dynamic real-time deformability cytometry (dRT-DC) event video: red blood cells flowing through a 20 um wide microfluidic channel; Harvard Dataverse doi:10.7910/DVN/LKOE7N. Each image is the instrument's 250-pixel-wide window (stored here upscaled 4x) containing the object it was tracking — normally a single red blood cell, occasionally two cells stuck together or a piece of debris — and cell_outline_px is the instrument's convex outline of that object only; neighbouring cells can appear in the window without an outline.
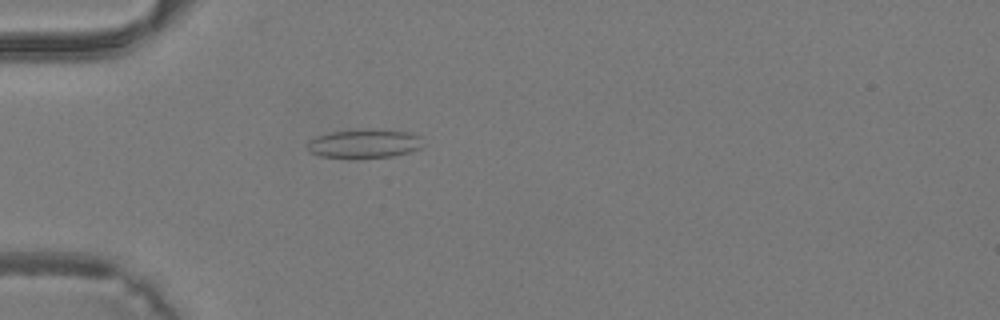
{"species": "common noctule bat (a hibernating species)", "species_latin": "Nyctalus noctula", "temperature_condition": "warm", "stored_images_in_passage": 33, "camera_frame_rate_fps": 3000, "um_per_image_px": 0.085, "animal": {"sex": "male", "body_mass_g": 19.2, "forearm_length_mm": 51.8}, "frame": {"image": 1, "passage_image": 5, "time_ms": 1.333, "image_size_px": [1000, 320], "cell_outline_px": [[424, 144], [420, 148], [408, 152], [392, 156], [356, 160], [348, 160], [320, 156], [308, 152], [308, 140], [316, 136], [332, 132], [368, 128], [376, 128], [412, 132], [420, 136]], "centroid_in_image_um": [30.96, 12.22], "position_along_channel_um": 54.0, "area_um2": 20.4}}
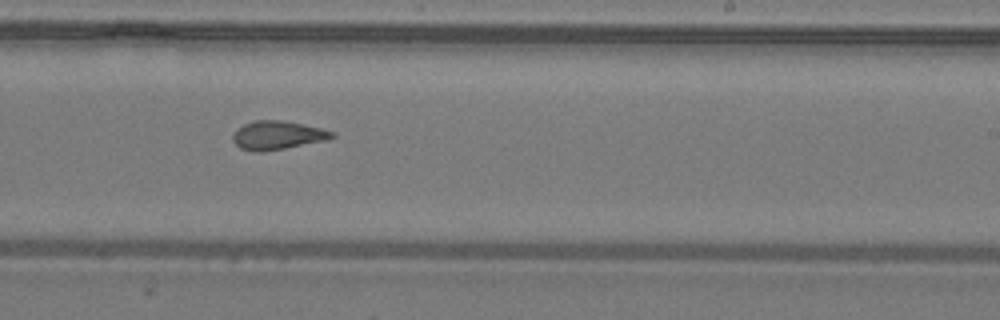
{"frame": {"image": 2, "passage_image": 18, "time_ms": 5.667, "image_size_px": [1000, 320], "cell_outline_px": [[336, 136], [328, 140], [284, 148], [260, 152], [252, 152], [240, 148], [232, 140], [232, 136], [236, 128], [252, 120], [284, 120], [320, 128], [332, 132]], "centroid_in_image_um": [23.54, 11.49], "position_along_channel_um": 265.5, "area_um2": 16.59}}
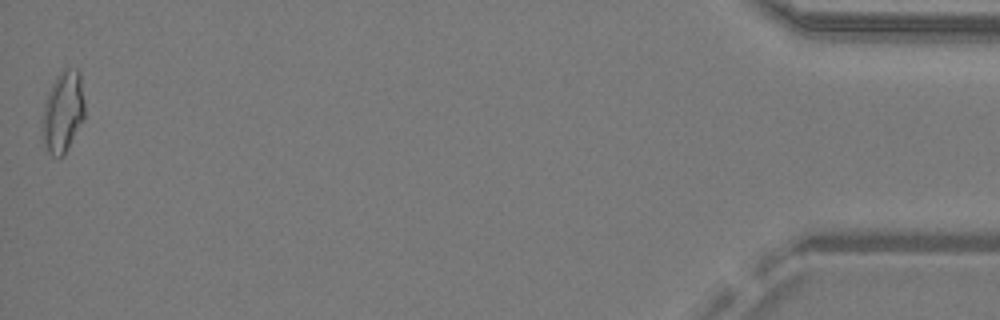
{"frame": {"image": 3, "passage_image": 33, "time_ms": 10.667, "image_size_px": [1000, 320], "cell_outline_px": [[84, 120], [64, 156], [52, 156], [48, 152], [44, 144], [44, 104], [48, 92], [52, 84], [60, 72], [64, 68], [76, 68], [80, 72], [84, 100]], "centroid_in_image_um": [5.39, 9.49], "position_along_channel_um": 429.8, "area_um2": 19.88}}